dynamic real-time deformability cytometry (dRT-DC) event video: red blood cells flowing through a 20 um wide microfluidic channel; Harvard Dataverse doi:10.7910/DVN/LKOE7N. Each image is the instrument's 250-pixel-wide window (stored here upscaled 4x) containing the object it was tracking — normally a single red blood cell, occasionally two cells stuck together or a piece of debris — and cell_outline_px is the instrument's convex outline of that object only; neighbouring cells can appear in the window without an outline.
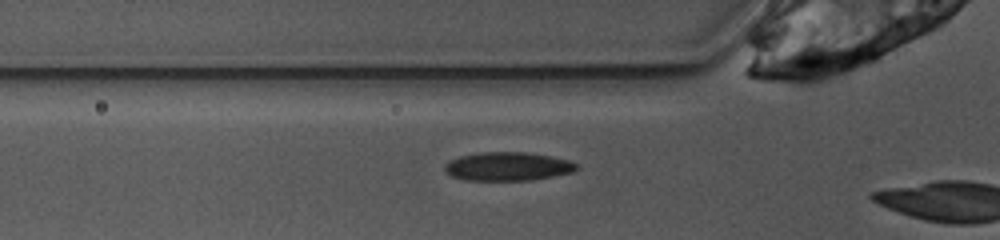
{"species": "common noctule bat (a hibernating species)", "species_latin": "Nyctalus noctula", "temperature_condition": "warm", "stored_images_in_passage": 3, "camera_frame_rate_fps": 3000, "um_per_image_px": 0.085, "animal": {"sex": "female", "body_mass_g": 10.0, "forearm_length_mm": 53.1}, "frame": {"image": 1, "passage_image": 2, "time_ms": 0.333, "image_size_px": [1000, 240], "cell_outline_px": [[580, 168], [576, 172], [528, 180], [464, 180], [452, 176], [444, 172], [444, 164], [448, 160], [460, 156], [480, 152], [524, 152], [552, 156], [568, 160], [576, 164]], "centroid_in_image_um": [43.14, 14.14], "position_along_channel_um": 82.7, "area_um2": 22.14}}